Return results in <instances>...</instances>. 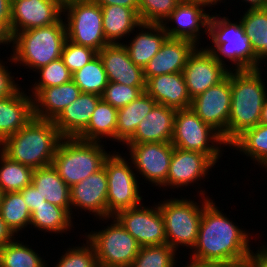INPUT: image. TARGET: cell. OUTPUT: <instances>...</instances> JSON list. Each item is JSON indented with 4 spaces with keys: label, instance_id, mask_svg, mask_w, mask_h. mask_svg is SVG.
Listing matches in <instances>:
<instances>
[{
    "label": "cell",
    "instance_id": "obj_1",
    "mask_svg": "<svg viewBox=\"0 0 267 267\" xmlns=\"http://www.w3.org/2000/svg\"><path fill=\"white\" fill-rule=\"evenodd\" d=\"M223 210L214 199L203 209L196 244L187 253L189 259L183 258L200 265L239 267L243 263L253 247L252 239L256 242L262 234L255 233L256 238L249 233L250 229L240 227Z\"/></svg>",
    "mask_w": 267,
    "mask_h": 267
},
{
    "label": "cell",
    "instance_id": "obj_2",
    "mask_svg": "<svg viewBox=\"0 0 267 267\" xmlns=\"http://www.w3.org/2000/svg\"><path fill=\"white\" fill-rule=\"evenodd\" d=\"M263 68L231 71V109L227 125L228 146L245 130L261 122L267 98ZM266 81V84L265 82Z\"/></svg>",
    "mask_w": 267,
    "mask_h": 267
},
{
    "label": "cell",
    "instance_id": "obj_3",
    "mask_svg": "<svg viewBox=\"0 0 267 267\" xmlns=\"http://www.w3.org/2000/svg\"><path fill=\"white\" fill-rule=\"evenodd\" d=\"M63 139L54 121L32 118L24 127L0 143V150L11 160L32 169L52 165Z\"/></svg>",
    "mask_w": 267,
    "mask_h": 267
},
{
    "label": "cell",
    "instance_id": "obj_4",
    "mask_svg": "<svg viewBox=\"0 0 267 267\" xmlns=\"http://www.w3.org/2000/svg\"><path fill=\"white\" fill-rule=\"evenodd\" d=\"M212 13L208 22L207 37L210 38L205 37L211 40V46L204 47L230 71L262 68L239 18L230 20L229 16H221L223 13Z\"/></svg>",
    "mask_w": 267,
    "mask_h": 267
},
{
    "label": "cell",
    "instance_id": "obj_5",
    "mask_svg": "<svg viewBox=\"0 0 267 267\" xmlns=\"http://www.w3.org/2000/svg\"><path fill=\"white\" fill-rule=\"evenodd\" d=\"M66 39L63 17L55 24L14 34L10 50L14 66L21 68L22 65L24 69L35 73L51 61L61 58Z\"/></svg>",
    "mask_w": 267,
    "mask_h": 267
},
{
    "label": "cell",
    "instance_id": "obj_6",
    "mask_svg": "<svg viewBox=\"0 0 267 267\" xmlns=\"http://www.w3.org/2000/svg\"><path fill=\"white\" fill-rule=\"evenodd\" d=\"M196 198L177 195L158 201L159 209L164 219L167 244L179 251L180 248L191 251L196 244L203 209L213 200V197ZM195 199V200H194ZM202 199V200H201ZM200 200V201H199ZM199 202V203H198Z\"/></svg>",
    "mask_w": 267,
    "mask_h": 267
},
{
    "label": "cell",
    "instance_id": "obj_7",
    "mask_svg": "<svg viewBox=\"0 0 267 267\" xmlns=\"http://www.w3.org/2000/svg\"><path fill=\"white\" fill-rule=\"evenodd\" d=\"M106 147L103 142L63 138L54 154L52 165L71 187L103 167L105 159L113 151H106Z\"/></svg>",
    "mask_w": 267,
    "mask_h": 267
},
{
    "label": "cell",
    "instance_id": "obj_8",
    "mask_svg": "<svg viewBox=\"0 0 267 267\" xmlns=\"http://www.w3.org/2000/svg\"><path fill=\"white\" fill-rule=\"evenodd\" d=\"M171 143L182 150L201 152L215 164L226 152L224 150H229L222 135L203 122L191 108L176 110Z\"/></svg>",
    "mask_w": 267,
    "mask_h": 267
},
{
    "label": "cell",
    "instance_id": "obj_9",
    "mask_svg": "<svg viewBox=\"0 0 267 267\" xmlns=\"http://www.w3.org/2000/svg\"><path fill=\"white\" fill-rule=\"evenodd\" d=\"M122 153V154H121ZM116 149L104 161L107 174V215L115 216L119 211L138 207L144 201L139 178L130 159ZM128 159V160H127Z\"/></svg>",
    "mask_w": 267,
    "mask_h": 267
},
{
    "label": "cell",
    "instance_id": "obj_10",
    "mask_svg": "<svg viewBox=\"0 0 267 267\" xmlns=\"http://www.w3.org/2000/svg\"><path fill=\"white\" fill-rule=\"evenodd\" d=\"M110 224L102 228L84 232L79 237L86 238L93 246L97 262L122 267H130L140 250L136 239L114 217L99 218ZM104 227V229H103Z\"/></svg>",
    "mask_w": 267,
    "mask_h": 267
},
{
    "label": "cell",
    "instance_id": "obj_11",
    "mask_svg": "<svg viewBox=\"0 0 267 267\" xmlns=\"http://www.w3.org/2000/svg\"><path fill=\"white\" fill-rule=\"evenodd\" d=\"M67 39L99 52L109 44L103 31L102 8L92 0H69L63 4Z\"/></svg>",
    "mask_w": 267,
    "mask_h": 267
},
{
    "label": "cell",
    "instance_id": "obj_12",
    "mask_svg": "<svg viewBox=\"0 0 267 267\" xmlns=\"http://www.w3.org/2000/svg\"><path fill=\"white\" fill-rule=\"evenodd\" d=\"M127 157L131 160L137 177L145 181L139 183L151 184L161 191L167 190V176L172 159L173 148L171 142L152 143H124ZM140 175V176H139ZM148 181V182H146Z\"/></svg>",
    "mask_w": 267,
    "mask_h": 267
},
{
    "label": "cell",
    "instance_id": "obj_13",
    "mask_svg": "<svg viewBox=\"0 0 267 267\" xmlns=\"http://www.w3.org/2000/svg\"><path fill=\"white\" fill-rule=\"evenodd\" d=\"M215 163L205 154L198 151L182 150L174 147L172 159L170 162L169 173L167 176V190L181 189L193 186L198 196H207L203 189L202 180L210 178V172L215 168ZM200 181V183H198ZM192 184V185H191ZM195 184L196 188H195ZM198 186V188H197ZM184 187V188H183ZM202 188V189H199Z\"/></svg>",
    "mask_w": 267,
    "mask_h": 267
},
{
    "label": "cell",
    "instance_id": "obj_14",
    "mask_svg": "<svg viewBox=\"0 0 267 267\" xmlns=\"http://www.w3.org/2000/svg\"><path fill=\"white\" fill-rule=\"evenodd\" d=\"M119 211L114 217L142 246L163 245L167 243L164 219L158 203Z\"/></svg>",
    "mask_w": 267,
    "mask_h": 267
},
{
    "label": "cell",
    "instance_id": "obj_15",
    "mask_svg": "<svg viewBox=\"0 0 267 267\" xmlns=\"http://www.w3.org/2000/svg\"><path fill=\"white\" fill-rule=\"evenodd\" d=\"M206 8L208 9L206 5L199 2H179L162 24L168 37L188 40L201 47V39L204 38V34L208 35V22L211 16L208 11H212V8Z\"/></svg>",
    "mask_w": 267,
    "mask_h": 267
},
{
    "label": "cell",
    "instance_id": "obj_16",
    "mask_svg": "<svg viewBox=\"0 0 267 267\" xmlns=\"http://www.w3.org/2000/svg\"><path fill=\"white\" fill-rule=\"evenodd\" d=\"M190 108L203 122L218 131L227 143V125L231 109V71L219 84L193 98Z\"/></svg>",
    "mask_w": 267,
    "mask_h": 267
},
{
    "label": "cell",
    "instance_id": "obj_17",
    "mask_svg": "<svg viewBox=\"0 0 267 267\" xmlns=\"http://www.w3.org/2000/svg\"><path fill=\"white\" fill-rule=\"evenodd\" d=\"M229 71L204 45L196 47L188 57L182 72L191 100L223 81Z\"/></svg>",
    "mask_w": 267,
    "mask_h": 267
},
{
    "label": "cell",
    "instance_id": "obj_18",
    "mask_svg": "<svg viewBox=\"0 0 267 267\" xmlns=\"http://www.w3.org/2000/svg\"><path fill=\"white\" fill-rule=\"evenodd\" d=\"M63 0H11L10 34L57 23Z\"/></svg>",
    "mask_w": 267,
    "mask_h": 267
},
{
    "label": "cell",
    "instance_id": "obj_19",
    "mask_svg": "<svg viewBox=\"0 0 267 267\" xmlns=\"http://www.w3.org/2000/svg\"><path fill=\"white\" fill-rule=\"evenodd\" d=\"M107 174L104 166L86 179L70 187L71 215L75 211L90 213L97 218H109L107 215ZM75 209V211H74ZM74 213V214H73Z\"/></svg>",
    "mask_w": 267,
    "mask_h": 267
},
{
    "label": "cell",
    "instance_id": "obj_20",
    "mask_svg": "<svg viewBox=\"0 0 267 267\" xmlns=\"http://www.w3.org/2000/svg\"><path fill=\"white\" fill-rule=\"evenodd\" d=\"M98 55L109 82L132 87H146L143 68L131 61L123 43L107 44L98 52Z\"/></svg>",
    "mask_w": 267,
    "mask_h": 267
},
{
    "label": "cell",
    "instance_id": "obj_21",
    "mask_svg": "<svg viewBox=\"0 0 267 267\" xmlns=\"http://www.w3.org/2000/svg\"><path fill=\"white\" fill-rule=\"evenodd\" d=\"M196 47L191 41L168 37L144 67L145 80L163 74L182 73L188 57Z\"/></svg>",
    "mask_w": 267,
    "mask_h": 267
},
{
    "label": "cell",
    "instance_id": "obj_22",
    "mask_svg": "<svg viewBox=\"0 0 267 267\" xmlns=\"http://www.w3.org/2000/svg\"><path fill=\"white\" fill-rule=\"evenodd\" d=\"M26 89L20 86L12 95L0 99V143L34 118L33 97Z\"/></svg>",
    "mask_w": 267,
    "mask_h": 267
},
{
    "label": "cell",
    "instance_id": "obj_23",
    "mask_svg": "<svg viewBox=\"0 0 267 267\" xmlns=\"http://www.w3.org/2000/svg\"><path fill=\"white\" fill-rule=\"evenodd\" d=\"M145 92L157 104L178 109L191 107L192 100L188 94L183 73H170L154 76L146 81Z\"/></svg>",
    "mask_w": 267,
    "mask_h": 267
},
{
    "label": "cell",
    "instance_id": "obj_24",
    "mask_svg": "<svg viewBox=\"0 0 267 267\" xmlns=\"http://www.w3.org/2000/svg\"><path fill=\"white\" fill-rule=\"evenodd\" d=\"M176 109L156 104L125 143L171 142Z\"/></svg>",
    "mask_w": 267,
    "mask_h": 267
},
{
    "label": "cell",
    "instance_id": "obj_25",
    "mask_svg": "<svg viewBox=\"0 0 267 267\" xmlns=\"http://www.w3.org/2000/svg\"><path fill=\"white\" fill-rule=\"evenodd\" d=\"M132 36L130 35V40L127 38L128 41H124L123 44L131 61L143 69L168 38L162 24L147 23H141L138 29L133 31Z\"/></svg>",
    "mask_w": 267,
    "mask_h": 267
},
{
    "label": "cell",
    "instance_id": "obj_26",
    "mask_svg": "<svg viewBox=\"0 0 267 267\" xmlns=\"http://www.w3.org/2000/svg\"><path fill=\"white\" fill-rule=\"evenodd\" d=\"M81 93L73 80L60 86L42 88L33 97L34 117L54 121Z\"/></svg>",
    "mask_w": 267,
    "mask_h": 267
},
{
    "label": "cell",
    "instance_id": "obj_27",
    "mask_svg": "<svg viewBox=\"0 0 267 267\" xmlns=\"http://www.w3.org/2000/svg\"><path fill=\"white\" fill-rule=\"evenodd\" d=\"M101 96L81 93L54 120V124L63 138H77L88 126L91 115Z\"/></svg>",
    "mask_w": 267,
    "mask_h": 267
},
{
    "label": "cell",
    "instance_id": "obj_28",
    "mask_svg": "<svg viewBox=\"0 0 267 267\" xmlns=\"http://www.w3.org/2000/svg\"><path fill=\"white\" fill-rule=\"evenodd\" d=\"M101 8L103 31L109 44L124 43L141 24L138 14L132 8L116 5Z\"/></svg>",
    "mask_w": 267,
    "mask_h": 267
},
{
    "label": "cell",
    "instance_id": "obj_29",
    "mask_svg": "<svg viewBox=\"0 0 267 267\" xmlns=\"http://www.w3.org/2000/svg\"><path fill=\"white\" fill-rule=\"evenodd\" d=\"M71 213L62 207L51 204L48 201H43V204L36 207L31 213L29 229H33L47 234V232L53 236V234L72 233L71 231L76 228V223ZM31 226V227H30ZM74 228V229H72ZM63 233V234H62ZM62 234V235H61Z\"/></svg>",
    "mask_w": 267,
    "mask_h": 267
},
{
    "label": "cell",
    "instance_id": "obj_30",
    "mask_svg": "<svg viewBox=\"0 0 267 267\" xmlns=\"http://www.w3.org/2000/svg\"><path fill=\"white\" fill-rule=\"evenodd\" d=\"M31 184L46 201L71 213L70 187L58 175L53 165L34 169Z\"/></svg>",
    "mask_w": 267,
    "mask_h": 267
},
{
    "label": "cell",
    "instance_id": "obj_31",
    "mask_svg": "<svg viewBox=\"0 0 267 267\" xmlns=\"http://www.w3.org/2000/svg\"><path fill=\"white\" fill-rule=\"evenodd\" d=\"M156 104L157 102L144 92L130 104L119 108L117 112L115 142L123 145L134 134L138 124Z\"/></svg>",
    "mask_w": 267,
    "mask_h": 267
},
{
    "label": "cell",
    "instance_id": "obj_32",
    "mask_svg": "<svg viewBox=\"0 0 267 267\" xmlns=\"http://www.w3.org/2000/svg\"><path fill=\"white\" fill-rule=\"evenodd\" d=\"M118 109L102 98L97 103L87 128L77 137L84 141L101 142L106 139L115 143Z\"/></svg>",
    "mask_w": 267,
    "mask_h": 267
},
{
    "label": "cell",
    "instance_id": "obj_33",
    "mask_svg": "<svg viewBox=\"0 0 267 267\" xmlns=\"http://www.w3.org/2000/svg\"><path fill=\"white\" fill-rule=\"evenodd\" d=\"M230 149L258 165L267 157V125L260 123L245 130L229 145Z\"/></svg>",
    "mask_w": 267,
    "mask_h": 267
},
{
    "label": "cell",
    "instance_id": "obj_34",
    "mask_svg": "<svg viewBox=\"0 0 267 267\" xmlns=\"http://www.w3.org/2000/svg\"><path fill=\"white\" fill-rule=\"evenodd\" d=\"M26 243L17 237L0 247V267H49L48 260L38 253L40 251Z\"/></svg>",
    "mask_w": 267,
    "mask_h": 267
},
{
    "label": "cell",
    "instance_id": "obj_35",
    "mask_svg": "<svg viewBox=\"0 0 267 267\" xmlns=\"http://www.w3.org/2000/svg\"><path fill=\"white\" fill-rule=\"evenodd\" d=\"M0 215L12 232L22 238L21 233H25V229L29 228L31 212L20 192L4 193Z\"/></svg>",
    "mask_w": 267,
    "mask_h": 267
},
{
    "label": "cell",
    "instance_id": "obj_36",
    "mask_svg": "<svg viewBox=\"0 0 267 267\" xmlns=\"http://www.w3.org/2000/svg\"><path fill=\"white\" fill-rule=\"evenodd\" d=\"M34 169L11 160L0 150V187L5 192H20L32 183Z\"/></svg>",
    "mask_w": 267,
    "mask_h": 267
},
{
    "label": "cell",
    "instance_id": "obj_37",
    "mask_svg": "<svg viewBox=\"0 0 267 267\" xmlns=\"http://www.w3.org/2000/svg\"><path fill=\"white\" fill-rule=\"evenodd\" d=\"M72 80L83 93H92L101 96L109 83L103 63L97 55L83 68L72 74Z\"/></svg>",
    "mask_w": 267,
    "mask_h": 267
},
{
    "label": "cell",
    "instance_id": "obj_38",
    "mask_svg": "<svg viewBox=\"0 0 267 267\" xmlns=\"http://www.w3.org/2000/svg\"><path fill=\"white\" fill-rule=\"evenodd\" d=\"M239 20L244 28L254 53L257 55L265 46L267 38V8L241 9Z\"/></svg>",
    "mask_w": 267,
    "mask_h": 267
},
{
    "label": "cell",
    "instance_id": "obj_39",
    "mask_svg": "<svg viewBox=\"0 0 267 267\" xmlns=\"http://www.w3.org/2000/svg\"><path fill=\"white\" fill-rule=\"evenodd\" d=\"M177 254L178 252L167 243L142 246L130 267H178L181 260Z\"/></svg>",
    "mask_w": 267,
    "mask_h": 267
},
{
    "label": "cell",
    "instance_id": "obj_40",
    "mask_svg": "<svg viewBox=\"0 0 267 267\" xmlns=\"http://www.w3.org/2000/svg\"><path fill=\"white\" fill-rule=\"evenodd\" d=\"M35 74L39 77L34 79L35 82H31L32 85L27 89L32 97L42 88L60 86L72 80V73L65 66L62 58L51 61L48 65L38 69Z\"/></svg>",
    "mask_w": 267,
    "mask_h": 267
},
{
    "label": "cell",
    "instance_id": "obj_41",
    "mask_svg": "<svg viewBox=\"0 0 267 267\" xmlns=\"http://www.w3.org/2000/svg\"><path fill=\"white\" fill-rule=\"evenodd\" d=\"M86 242L69 247L58 257L53 267H95L97 258L92 244L85 238ZM51 267V266H50Z\"/></svg>",
    "mask_w": 267,
    "mask_h": 267
},
{
    "label": "cell",
    "instance_id": "obj_42",
    "mask_svg": "<svg viewBox=\"0 0 267 267\" xmlns=\"http://www.w3.org/2000/svg\"><path fill=\"white\" fill-rule=\"evenodd\" d=\"M178 3V0H139L138 16L141 23L163 24Z\"/></svg>",
    "mask_w": 267,
    "mask_h": 267
},
{
    "label": "cell",
    "instance_id": "obj_43",
    "mask_svg": "<svg viewBox=\"0 0 267 267\" xmlns=\"http://www.w3.org/2000/svg\"><path fill=\"white\" fill-rule=\"evenodd\" d=\"M146 87H132L121 83L109 82L101 98L114 108H122L130 104L145 92Z\"/></svg>",
    "mask_w": 267,
    "mask_h": 267
},
{
    "label": "cell",
    "instance_id": "obj_44",
    "mask_svg": "<svg viewBox=\"0 0 267 267\" xmlns=\"http://www.w3.org/2000/svg\"><path fill=\"white\" fill-rule=\"evenodd\" d=\"M97 55V51L89 47L77 45L66 39L62 48L61 58L63 59L65 66L73 74L75 71L83 68Z\"/></svg>",
    "mask_w": 267,
    "mask_h": 267
},
{
    "label": "cell",
    "instance_id": "obj_45",
    "mask_svg": "<svg viewBox=\"0 0 267 267\" xmlns=\"http://www.w3.org/2000/svg\"><path fill=\"white\" fill-rule=\"evenodd\" d=\"M10 57H5L7 58V61H3V59L0 58V99L8 97L12 95L22 84H18L16 79H18V75L15 77V72L12 73L11 66L14 64L13 59L11 55ZM10 63V69L8 65H5V63ZM10 70V71H9Z\"/></svg>",
    "mask_w": 267,
    "mask_h": 267
},
{
    "label": "cell",
    "instance_id": "obj_46",
    "mask_svg": "<svg viewBox=\"0 0 267 267\" xmlns=\"http://www.w3.org/2000/svg\"><path fill=\"white\" fill-rule=\"evenodd\" d=\"M258 243H260V245L257 244L258 247H255L257 251L255 252L253 247L239 267H267V244L265 241L262 244L259 241Z\"/></svg>",
    "mask_w": 267,
    "mask_h": 267
},
{
    "label": "cell",
    "instance_id": "obj_47",
    "mask_svg": "<svg viewBox=\"0 0 267 267\" xmlns=\"http://www.w3.org/2000/svg\"><path fill=\"white\" fill-rule=\"evenodd\" d=\"M20 193L22 194L31 213L36 209V207L43 204V201H46L45 197H43L32 184L26 186L20 191Z\"/></svg>",
    "mask_w": 267,
    "mask_h": 267
},
{
    "label": "cell",
    "instance_id": "obj_48",
    "mask_svg": "<svg viewBox=\"0 0 267 267\" xmlns=\"http://www.w3.org/2000/svg\"><path fill=\"white\" fill-rule=\"evenodd\" d=\"M100 6H124L132 8L138 14L139 0H92Z\"/></svg>",
    "mask_w": 267,
    "mask_h": 267
},
{
    "label": "cell",
    "instance_id": "obj_49",
    "mask_svg": "<svg viewBox=\"0 0 267 267\" xmlns=\"http://www.w3.org/2000/svg\"><path fill=\"white\" fill-rule=\"evenodd\" d=\"M11 0H0V22L10 31Z\"/></svg>",
    "mask_w": 267,
    "mask_h": 267
},
{
    "label": "cell",
    "instance_id": "obj_50",
    "mask_svg": "<svg viewBox=\"0 0 267 267\" xmlns=\"http://www.w3.org/2000/svg\"><path fill=\"white\" fill-rule=\"evenodd\" d=\"M16 237L0 215V247L13 241Z\"/></svg>",
    "mask_w": 267,
    "mask_h": 267
},
{
    "label": "cell",
    "instance_id": "obj_51",
    "mask_svg": "<svg viewBox=\"0 0 267 267\" xmlns=\"http://www.w3.org/2000/svg\"><path fill=\"white\" fill-rule=\"evenodd\" d=\"M0 45H6V48L12 47V36L10 31L0 22ZM1 48V46H0Z\"/></svg>",
    "mask_w": 267,
    "mask_h": 267
},
{
    "label": "cell",
    "instance_id": "obj_52",
    "mask_svg": "<svg viewBox=\"0 0 267 267\" xmlns=\"http://www.w3.org/2000/svg\"><path fill=\"white\" fill-rule=\"evenodd\" d=\"M238 1L242 3L241 6L245 4L246 8L243 9L267 8V0H238Z\"/></svg>",
    "mask_w": 267,
    "mask_h": 267
},
{
    "label": "cell",
    "instance_id": "obj_53",
    "mask_svg": "<svg viewBox=\"0 0 267 267\" xmlns=\"http://www.w3.org/2000/svg\"><path fill=\"white\" fill-rule=\"evenodd\" d=\"M188 1L202 3V4L206 5L208 8L209 7H214V6L216 7V6H218V4L220 5L221 2L223 3V5L225 3H227L226 0H188Z\"/></svg>",
    "mask_w": 267,
    "mask_h": 267
},
{
    "label": "cell",
    "instance_id": "obj_54",
    "mask_svg": "<svg viewBox=\"0 0 267 267\" xmlns=\"http://www.w3.org/2000/svg\"><path fill=\"white\" fill-rule=\"evenodd\" d=\"M257 61L262 64V66L265 64L267 66V38H266V46L257 54Z\"/></svg>",
    "mask_w": 267,
    "mask_h": 267
},
{
    "label": "cell",
    "instance_id": "obj_55",
    "mask_svg": "<svg viewBox=\"0 0 267 267\" xmlns=\"http://www.w3.org/2000/svg\"><path fill=\"white\" fill-rule=\"evenodd\" d=\"M186 264H182L183 261L180 263L181 265H179L178 267H225V266H212V265H200V264H194V263H191L189 261H184Z\"/></svg>",
    "mask_w": 267,
    "mask_h": 267
},
{
    "label": "cell",
    "instance_id": "obj_56",
    "mask_svg": "<svg viewBox=\"0 0 267 267\" xmlns=\"http://www.w3.org/2000/svg\"><path fill=\"white\" fill-rule=\"evenodd\" d=\"M260 123L267 125V98H266L264 106L262 108L261 122Z\"/></svg>",
    "mask_w": 267,
    "mask_h": 267
},
{
    "label": "cell",
    "instance_id": "obj_57",
    "mask_svg": "<svg viewBox=\"0 0 267 267\" xmlns=\"http://www.w3.org/2000/svg\"><path fill=\"white\" fill-rule=\"evenodd\" d=\"M258 167H260L262 170H265L264 172H267V157L264 158L259 164Z\"/></svg>",
    "mask_w": 267,
    "mask_h": 267
},
{
    "label": "cell",
    "instance_id": "obj_58",
    "mask_svg": "<svg viewBox=\"0 0 267 267\" xmlns=\"http://www.w3.org/2000/svg\"><path fill=\"white\" fill-rule=\"evenodd\" d=\"M95 267H122V266L107 265V264L97 262Z\"/></svg>",
    "mask_w": 267,
    "mask_h": 267
},
{
    "label": "cell",
    "instance_id": "obj_59",
    "mask_svg": "<svg viewBox=\"0 0 267 267\" xmlns=\"http://www.w3.org/2000/svg\"><path fill=\"white\" fill-rule=\"evenodd\" d=\"M4 191L1 189V187H0V204H1V201H2V199H3V196H4Z\"/></svg>",
    "mask_w": 267,
    "mask_h": 267
},
{
    "label": "cell",
    "instance_id": "obj_60",
    "mask_svg": "<svg viewBox=\"0 0 267 267\" xmlns=\"http://www.w3.org/2000/svg\"><path fill=\"white\" fill-rule=\"evenodd\" d=\"M179 2H186V1H188V0H178Z\"/></svg>",
    "mask_w": 267,
    "mask_h": 267
}]
</instances>
